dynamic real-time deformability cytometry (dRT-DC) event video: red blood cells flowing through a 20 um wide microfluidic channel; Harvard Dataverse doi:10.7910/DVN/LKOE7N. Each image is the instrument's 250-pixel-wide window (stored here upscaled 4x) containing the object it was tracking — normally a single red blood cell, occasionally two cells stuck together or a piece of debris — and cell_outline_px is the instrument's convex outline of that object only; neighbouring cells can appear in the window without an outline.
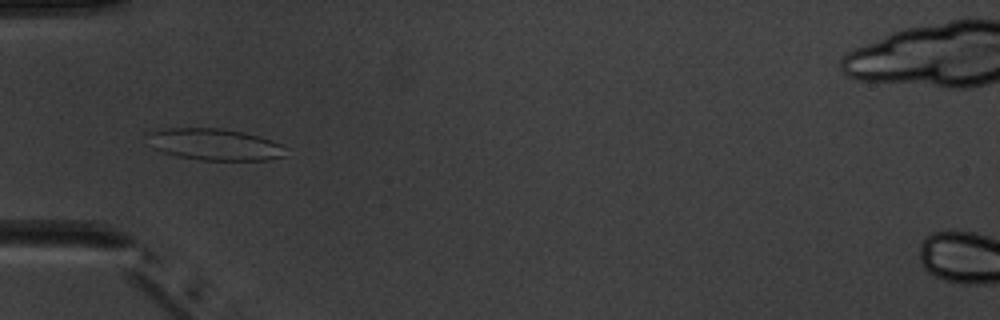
{"species": "common noctule bat (a hibernating species)", "species_latin": "Nyctalus noctula", "temperature_condition": "warm", "stored_images_in_passage": 5, "camera_frame_rate_fps": 3000, "um_per_image_px": 0.085, "animal": {"sex": "male", "body_mass_g": 20.1, "forearm_length_mm": 53.5}, "frame": {"image": 1, "passage_image": 3, "time_ms": 3.0, "image_size_px": [1000, 320], "cell_outline_px": [[288, 148], [284, 156], [268, 160], [200, 160], [176, 156], [152, 148], [144, 136], [148, 132], [168, 128], [220, 128], [244, 132], [260, 136], [272, 140]], "centroid_in_image_um": [18.23, 12.27], "position_along_channel_um": 66.8, "area_um2": 25.84}}
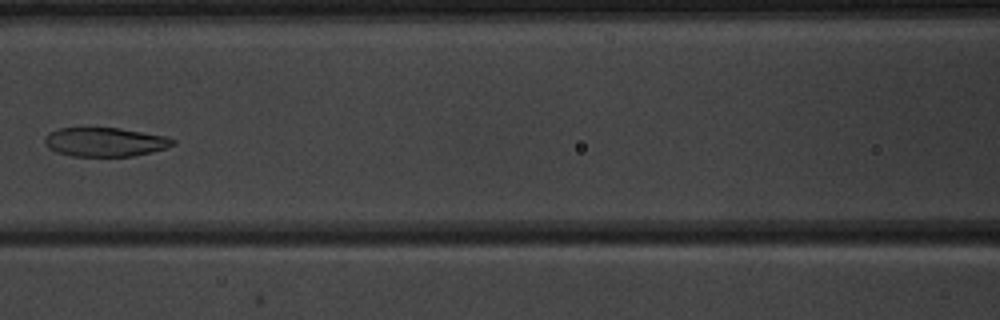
{"frame": {"image": 2, "passage_image": 5, "time_ms": 5.333, "image_size_px": [1000, 320], "cell_outline_px": [[176, 144], [152, 152], [132, 156], [72, 156], [56, 152], [48, 148], [44, 144], [44, 140], [48, 132], [60, 128], [120, 128], [164, 136], [176, 140]], "centroid_in_image_um": [8.9, 12.07], "position_along_channel_um": 157.7, "area_um2": 21.62}}